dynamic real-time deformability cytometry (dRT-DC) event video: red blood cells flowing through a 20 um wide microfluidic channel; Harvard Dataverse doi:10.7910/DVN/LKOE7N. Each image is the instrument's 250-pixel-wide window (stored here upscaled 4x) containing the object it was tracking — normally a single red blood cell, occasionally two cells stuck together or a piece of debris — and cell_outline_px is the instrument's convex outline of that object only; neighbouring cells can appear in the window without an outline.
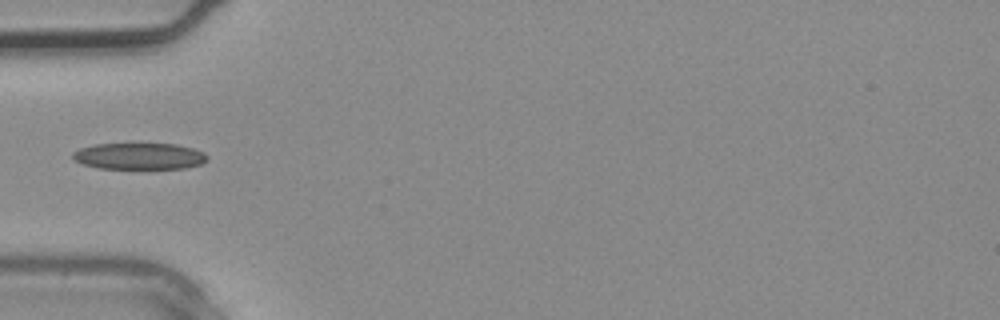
{"species": "common noctule bat (a hibernating species)", "species_latin": "Nyctalus noctula", "temperature_condition": "warm", "stored_images_in_passage": 1, "camera_frame_rate_fps": 3000, "um_per_image_px": 0.085, "animal": {"sex": "male", "body_mass_g": 20.4}, "frame": {"image": 1, "passage_image": 1, "time_ms": 0.0, "image_size_px": [1000, 320], "cell_outline_px": [[208, 160], [200, 164], [184, 168], [100, 168], [84, 164], [76, 160], [72, 156], [72, 152], [80, 148], [92, 144], [176, 144], [192, 148], [204, 152], [208, 156]], "centroid_in_image_um": [11.85, 13.26], "position_along_channel_um": 73.1, "area_um2": 20.58}}